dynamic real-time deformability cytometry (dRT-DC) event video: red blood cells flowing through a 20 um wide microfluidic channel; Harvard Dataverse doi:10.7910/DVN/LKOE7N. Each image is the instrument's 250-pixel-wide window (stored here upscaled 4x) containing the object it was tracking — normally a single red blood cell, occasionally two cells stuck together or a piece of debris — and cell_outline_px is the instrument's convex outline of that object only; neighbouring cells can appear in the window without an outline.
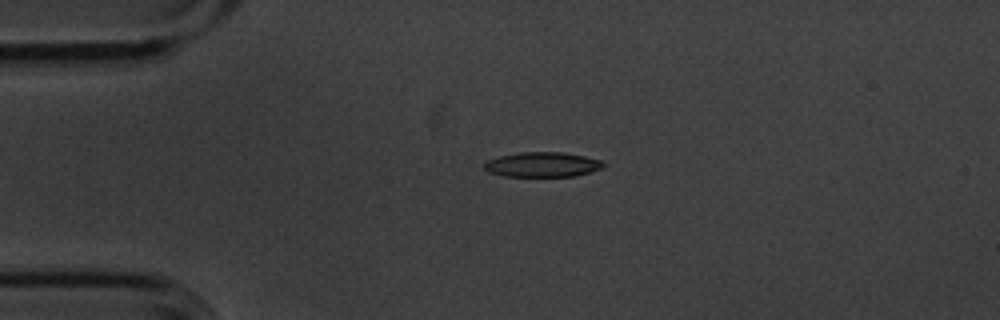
{"species": "common noctule bat (a hibernating species)", "species_latin": "Nyctalus noctula", "temperature_condition": "cold", "stored_images_in_passage": 4, "camera_frame_rate_fps": 3000, "um_per_image_px": 0.085, "animal": {"sex": "male", "body_mass_g": 20.1, "forearm_length_mm": 53.5}, "frame": {"image": 1, "passage_image": 3, "time_ms": 0.667, "image_size_px": [1000, 320], "cell_outline_px": [[604, 168], [572, 176], [504, 176], [488, 172], [484, 168], [484, 164], [488, 160], [500, 156], [520, 152], [564, 152], [584, 156], [600, 160], [604, 164]], "centroid_in_image_um": [46.09, 13.98], "position_along_channel_um": 38.9, "area_um2": 17.11}}